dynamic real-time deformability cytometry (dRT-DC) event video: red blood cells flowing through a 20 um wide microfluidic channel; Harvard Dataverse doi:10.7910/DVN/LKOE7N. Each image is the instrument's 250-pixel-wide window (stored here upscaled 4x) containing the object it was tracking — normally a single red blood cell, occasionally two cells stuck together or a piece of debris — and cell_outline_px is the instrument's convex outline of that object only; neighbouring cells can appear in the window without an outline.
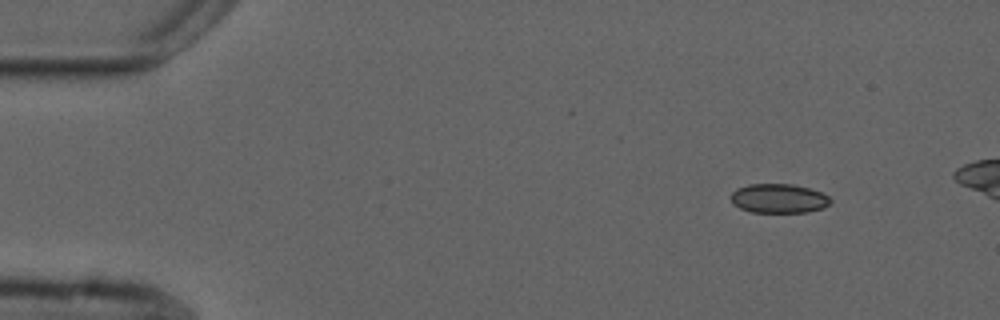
{"species": "common noctule bat (a hibernating species)", "species_latin": "Nyctalus noctula", "temperature_condition": "cold", "stored_images_in_passage": 4, "camera_frame_rate_fps": 3000, "um_per_image_px": 0.085, "animal": {"sex": "male", "forearm_length_mm": 52.5}, "frame": {"image": 1, "passage_image": 1, "time_ms": 0.0, "image_size_px": [1000, 320], "cell_outline_px": [[832, 200], [824, 208], [808, 212], [752, 212], [740, 208], [732, 204], [732, 192], [736, 188], [748, 184], [792, 184], [808, 188], [820, 192], [828, 196]], "centroid_in_image_um": [66.18, 16.87], "position_along_channel_um": 18.8, "area_um2": 16.94}}